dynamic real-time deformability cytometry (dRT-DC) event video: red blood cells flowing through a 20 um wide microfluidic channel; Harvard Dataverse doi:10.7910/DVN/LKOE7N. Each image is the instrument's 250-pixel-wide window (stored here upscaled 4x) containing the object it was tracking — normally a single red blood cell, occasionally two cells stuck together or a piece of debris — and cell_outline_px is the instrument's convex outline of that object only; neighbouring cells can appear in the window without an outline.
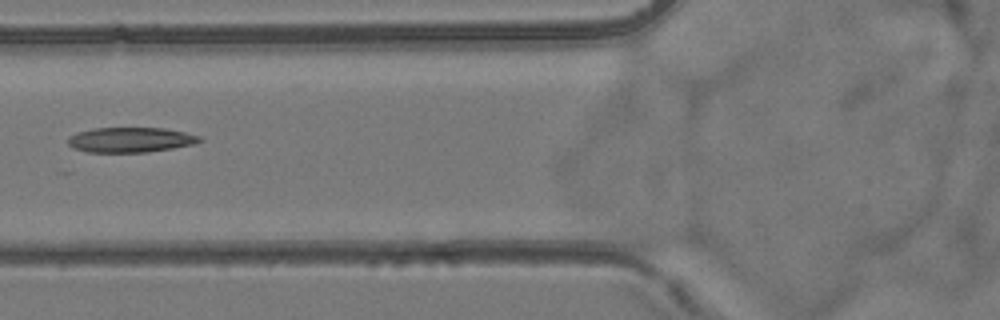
{"species": "common noctule bat (a hibernating species)", "species_latin": "Nyctalus noctula", "temperature_condition": "room temperature", "stored_images_in_passage": 6, "camera_frame_rate_fps": 3000, "um_per_image_px": 0.085, "animal": {"sex": "female", "body_mass_g": 24.6, "forearm_length_mm": 56.2}, "frame": {"image": 1, "passage_image": 5, "time_ms": 6.667, "image_size_px": [1000, 320], "cell_outline_px": [[204, 140], [196, 144], [148, 152], [88, 152], [72, 148], [68, 144], [68, 136], [76, 132], [92, 128], [164, 128], [184, 132], [200, 136]], "centroid_in_image_um": [11.08, 11.88], "position_along_channel_um": 114.7, "area_um2": 19.36}}
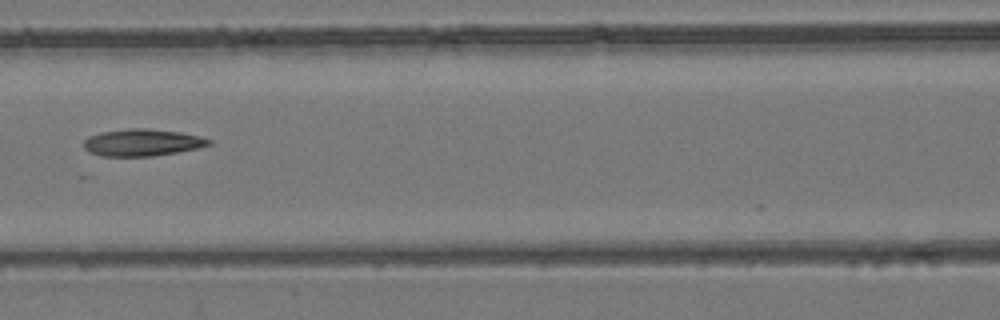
{"frame": {"image": 2, "passage_image": 6, "time_ms": 7.667, "image_size_px": [1000, 320], "cell_outline_px": [[212, 144], [196, 148], [176, 152], [152, 156], [100, 156], [88, 152], [84, 148], [84, 140], [88, 136], [100, 132], [128, 128], [148, 128], [180, 132], [200, 136], [212, 140]], "centroid_in_image_um": [12.06, 12.11], "position_along_channel_um": 154.5, "area_um2": 19.77}}